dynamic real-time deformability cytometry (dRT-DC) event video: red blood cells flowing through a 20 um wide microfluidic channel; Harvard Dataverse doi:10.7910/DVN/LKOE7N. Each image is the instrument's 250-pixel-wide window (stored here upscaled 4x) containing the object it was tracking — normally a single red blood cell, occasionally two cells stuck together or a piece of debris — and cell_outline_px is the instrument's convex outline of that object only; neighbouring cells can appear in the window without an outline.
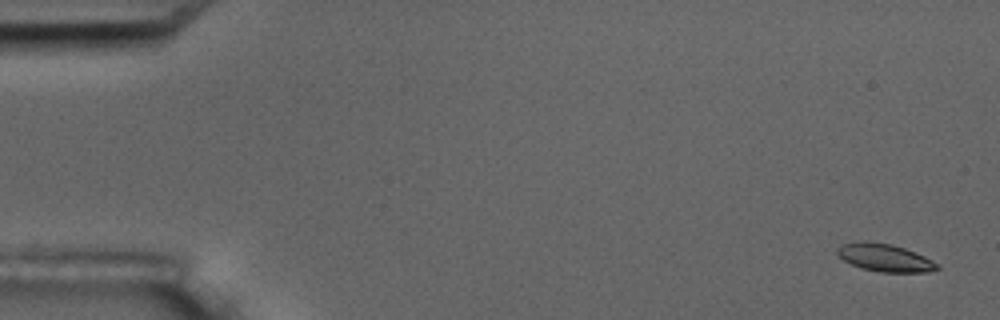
{"species": "common noctule bat (a hibernating species)", "species_latin": "Nyctalus noctula", "temperature_condition": "room temperature", "stored_images_in_passage": 5, "camera_frame_rate_fps": 3000, "um_per_image_px": 0.085, "animal": {"sex": "male", "body_mass_g": 17.5, "forearm_length_mm": 52.3}, "frame": {"image": 1, "passage_image": 1, "time_ms": 0.0, "image_size_px": [1000, 320], "cell_outline_px": [[940, 268], [928, 272], [880, 272], [860, 268], [844, 260], [836, 252], [836, 248], [840, 244], [864, 240], [868, 240], [892, 244], [904, 248], [924, 256], [932, 260]], "centroid_in_image_um": [75.16, 21.89], "position_along_channel_um": 9.8, "area_um2": 16.18}}
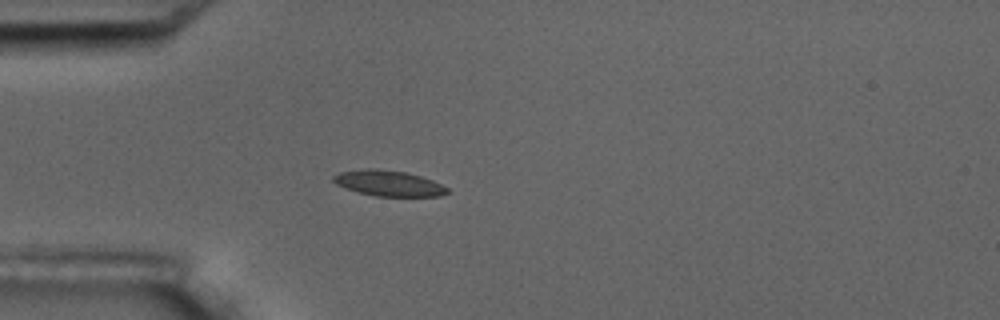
{"frame": {"image": 2, "passage_image": 5, "time_ms": 4.667, "image_size_px": [1000, 320], "cell_outline_px": [[448, 192], [440, 196], [376, 196], [360, 192], [336, 184], [332, 180], [332, 176], [340, 172], [364, 168], [376, 168], [404, 172], [420, 176], [432, 180], [448, 188]], "centroid_in_image_um": [33.02, 15.56], "position_along_channel_um": 52.0, "area_um2": 16.82}}